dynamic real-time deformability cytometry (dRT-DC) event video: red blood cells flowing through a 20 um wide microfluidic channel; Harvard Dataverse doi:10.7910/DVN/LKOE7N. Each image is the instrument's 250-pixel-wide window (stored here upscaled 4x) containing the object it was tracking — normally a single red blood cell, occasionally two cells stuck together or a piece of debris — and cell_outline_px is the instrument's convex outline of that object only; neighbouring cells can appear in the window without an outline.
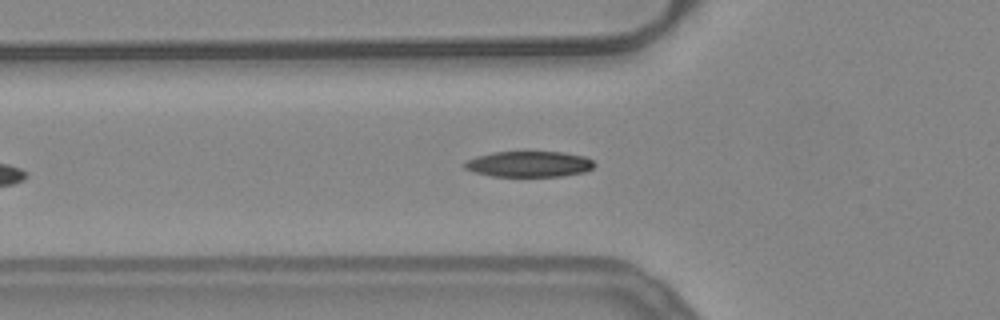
{"species": "common noctule bat (a hibernating species)", "species_latin": "Nyctalus noctula", "temperature_condition": "warm", "stored_images_in_passage": 25, "camera_frame_rate_fps": 3000, "um_per_image_px": 0.085, "animal": {"sex": "female", "body_mass_g": 24.6, "forearm_length_mm": 56.2}, "frame": {"image": 1, "passage_image": 8, "time_ms": 2.333, "image_size_px": [1000, 320], "cell_outline_px": [[596, 164], [592, 168], [584, 172], [564, 176], [492, 176], [472, 172], [464, 168], [464, 160], [476, 156], [492, 152], [564, 152], [584, 156], [592, 160]], "centroid_in_image_um": [44.94, 13.94], "position_along_channel_um": 80.9, "area_um2": 19.65}}